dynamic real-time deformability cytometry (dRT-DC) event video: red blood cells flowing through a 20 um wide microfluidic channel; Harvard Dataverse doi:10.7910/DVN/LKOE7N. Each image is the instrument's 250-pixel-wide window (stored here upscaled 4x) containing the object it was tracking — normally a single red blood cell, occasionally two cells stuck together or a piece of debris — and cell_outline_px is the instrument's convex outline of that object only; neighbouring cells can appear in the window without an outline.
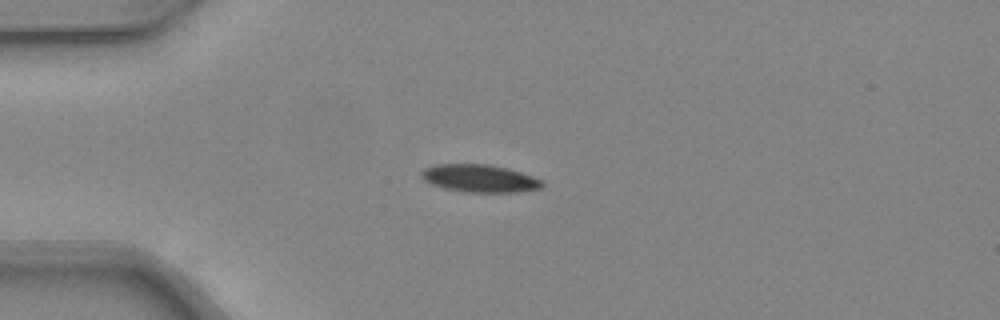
{"species": "common noctule bat (a hibernating species)", "species_latin": "Nyctalus noctula", "temperature_condition": "warm", "stored_images_in_passage": 14, "camera_frame_rate_fps": 3000, "um_per_image_px": 0.085, "animal": {"sex": "female", "body_mass_g": 24.6, "forearm_length_mm": 56.2}, "frame": {"image": 1, "passage_image": 1, "time_ms": 0.0, "image_size_px": [1000, 320], "cell_outline_px": [[544, 184], [540, 188], [516, 192], [468, 192], [444, 188], [432, 184], [424, 180], [420, 176], [420, 172], [424, 168], [432, 164], [488, 164], [508, 168], [544, 180]], "centroid_in_image_um": [40.75, 15.15], "position_along_channel_um": 44.3, "area_um2": 19.54}}
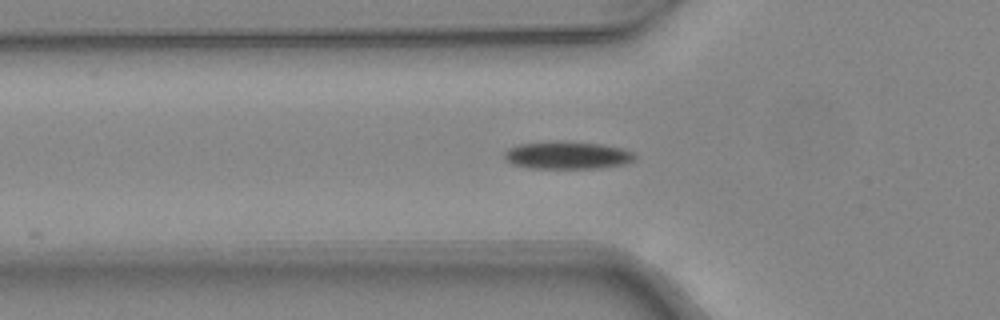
{"frame": {"image": 2, "passage_image": 5, "time_ms": 1.333, "image_size_px": [1000, 320], "cell_outline_px": [[636, 156], [632, 160], [624, 164], [600, 168], [528, 168], [512, 164], [504, 156], [504, 152], [508, 148], [520, 144], [600, 144], [624, 148], [632, 152]], "centroid_in_image_um": [48.25, 13.25], "position_along_channel_um": 77.6, "area_um2": 19.88}}
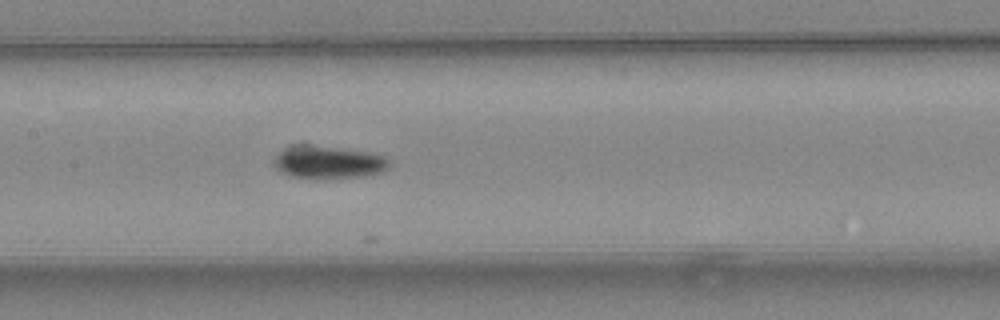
{"frame": {"image": 3, "passage_image": 12, "time_ms": 3.667, "image_size_px": [1000, 320], "cell_outline_px": [[388, 168], [380, 172], [364, 176], [324, 180], [316, 180], [288, 176], [280, 172], [272, 164], [272, 160], [284, 148], [304, 144], [364, 152], [384, 156], [388, 160]], "centroid_in_image_um": [27.82, 13.84], "position_along_channel_um": 179.6, "area_um2": 22.14}}